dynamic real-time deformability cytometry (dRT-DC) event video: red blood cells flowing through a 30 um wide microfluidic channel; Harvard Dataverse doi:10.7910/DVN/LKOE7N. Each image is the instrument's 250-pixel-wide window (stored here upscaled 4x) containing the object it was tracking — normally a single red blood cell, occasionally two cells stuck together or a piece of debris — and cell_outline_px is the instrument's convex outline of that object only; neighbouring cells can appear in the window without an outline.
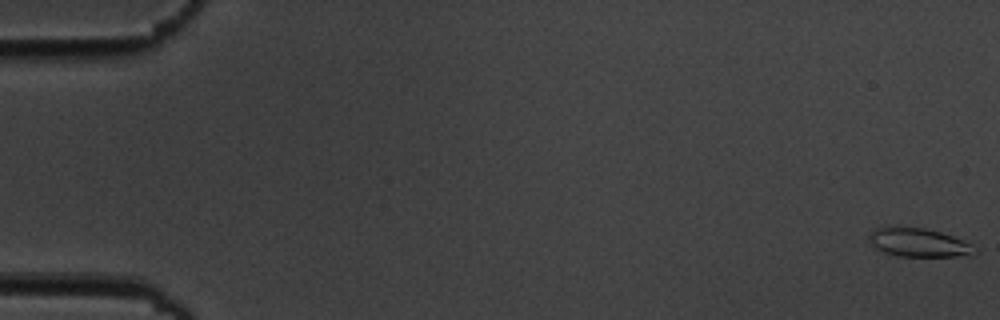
{"species": "common noctule bat (a hibernating species)", "species_latin": "Nyctalus noctula", "temperature_condition": "cold", "stored_images_in_passage": 7, "camera_frame_rate_fps": 3000, "um_per_image_px": 0.085, "animal": {"sex": "male", "body_mass_g": 19.5, "forearm_length_mm": 54.6}, "frame": {"image": 1, "passage_image": 1, "time_ms": 0.0, "image_size_px": [1000, 320], "cell_outline_px": [[980, 252], [972, 256], [900, 256], [884, 252], [876, 248], [868, 240], [868, 236], [876, 228], [888, 224], [896, 224], [924, 228], [940, 232], [952, 236], [972, 244], [980, 248]], "centroid_in_image_um": [78.11, 20.59], "position_along_channel_um": 6.9, "area_um2": 18.32}}